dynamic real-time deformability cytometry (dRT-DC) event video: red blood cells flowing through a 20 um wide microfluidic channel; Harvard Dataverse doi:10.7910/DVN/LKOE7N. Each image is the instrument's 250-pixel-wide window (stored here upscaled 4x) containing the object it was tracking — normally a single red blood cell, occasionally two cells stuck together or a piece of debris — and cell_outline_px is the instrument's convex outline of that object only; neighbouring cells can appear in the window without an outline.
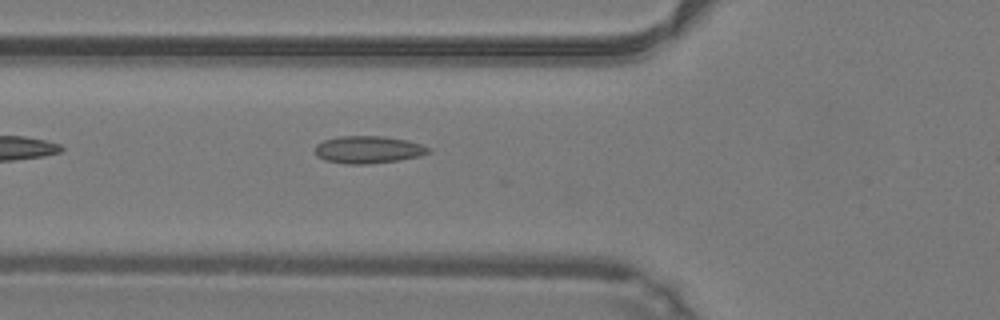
{"species": "common noctule bat (a hibernating species)", "species_latin": "Nyctalus noctula", "temperature_condition": "warm", "stored_images_in_passage": 28, "camera_frame_rate_fps": 3000, "um_per_image_px": 0.085, "animal": {"sex": "male", "body_mass_g": 19.2, "forearm_length_mm": 51.8}, "frame": {"image": 1, "passage_image": 2, "time_ms": 0.333, "image_size_px": [1000, 320], "cell_outline_px": [[432, 152], [420, 156], [400, 160], [368, 164], [348, 164], [324, 160], [316, 156], [316, 144], [324, 140], [340, 136], [384, 136], [408, 140], [432, 148]], "centroid_in_image_um": [31.34, 12.72], "position_along_channel_um": 94.5, "area_um2": 18.26}}
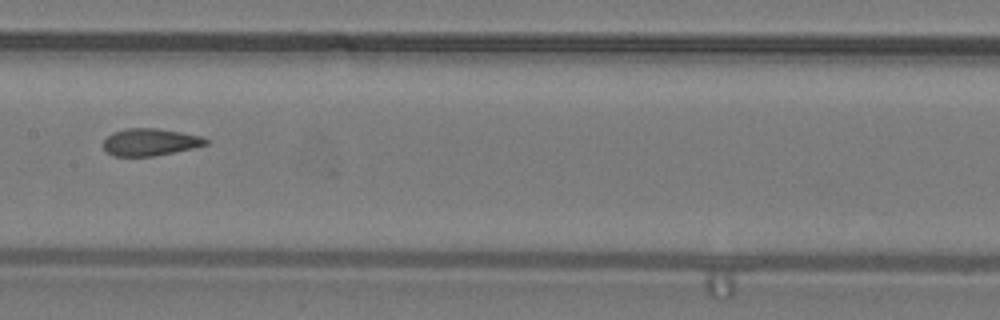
{"frame": {"image": 2, "passage_image": 9, "time_ms": 2.667, "image_size_px": [1000, 320], "cell_outline_px": [[208, 144], [192, 148], [152, 156], [116, 156], [108, 152], [104, 148], [104, 140], [112, 132], [124, 128], [156, 128], [180, 132], [200, 136], [208, 140]], "centroid_in_image_um": [12.74, 12.06], "position_along_channel_um": 194.7, "area_um2": 16.01}}
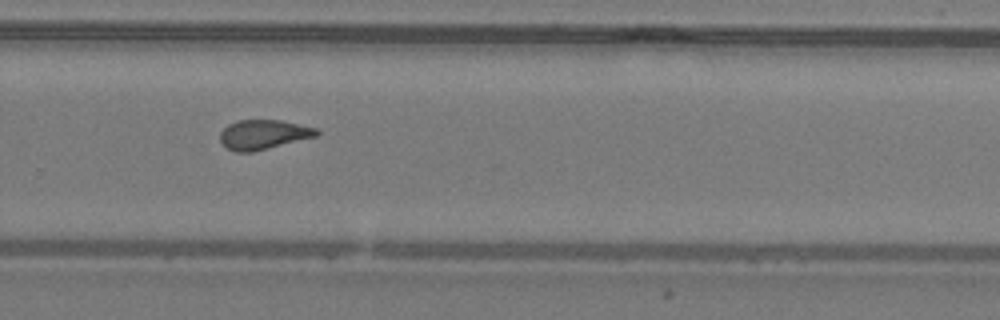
{"frame": {"image": 3, "passage_image": 17, "time_ms": 5.333, "image_size_px": [1000, 320], "cell_outline_px": [[320, 132], [316, 136], [252, 152], [236, 152], [228, 148], [220, 140], [220, 132], [228, 124], [240, 120], [280, 120], [316, 128]], "centroid_in_image_um": [22.37, 11.43], "position_along_channel_um": 307.4, "area_um2": 16.36}, "authors_computed_cell_mechanics": {"area_um2": 16.7331, "velocity_mm_per_s": 4.251, "shape_relaxation_time_tau1_ms": null, "shape_relaxation_time_tau2_ms": 1.3089, "deformation_change_tau1": null, "deformation_change_tau2": 0.0636}}